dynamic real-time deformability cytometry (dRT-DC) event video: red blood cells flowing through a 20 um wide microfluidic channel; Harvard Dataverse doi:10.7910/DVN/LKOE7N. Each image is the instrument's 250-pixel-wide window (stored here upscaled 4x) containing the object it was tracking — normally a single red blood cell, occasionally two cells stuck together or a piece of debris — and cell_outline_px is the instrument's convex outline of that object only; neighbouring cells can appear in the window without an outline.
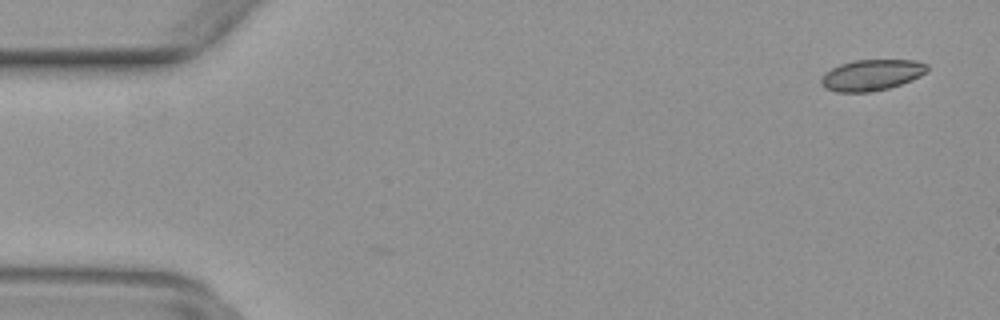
{"species": "common noctule bat (a hibernating species)", "species_latin": "Nyctalus noctula", "temperature_condition": "warm", "stored_images_in_passage": 4, "camera_frame_rate_fps": 3000, "um_per_image_px": 0.085, "animal": {"sex": "female", "body_mass_g": 29.2, "forearm_length_mm": 56.3}, "frame": {"image": 1, "passage_image": 4, "time_ms": 1.0, "image_size_px": [1000, 320], "cell_outline_px": [[928, 72], [912, 80], [888, 88], [868, 92], [836, 92], [824, 88], [820, 84], [820, 80], [824, 72], [840, 64], [852, 60], [916, 60], [928, 64]], "centroid_in_image_um": [74.07, 6.37], "position_along_channel_um": 10.9, "area_um2": 19.36}}